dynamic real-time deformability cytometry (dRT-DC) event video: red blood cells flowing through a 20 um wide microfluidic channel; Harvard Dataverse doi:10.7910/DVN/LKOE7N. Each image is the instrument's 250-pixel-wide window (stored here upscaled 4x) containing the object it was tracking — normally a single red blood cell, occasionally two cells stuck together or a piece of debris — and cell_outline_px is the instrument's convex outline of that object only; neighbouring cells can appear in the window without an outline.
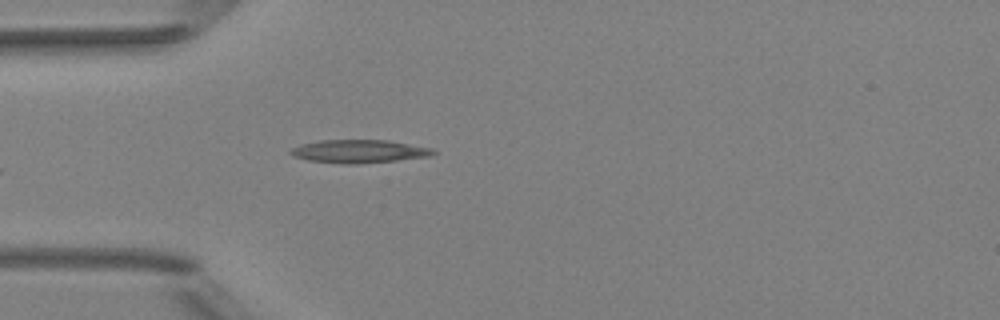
{"species": "Egyptian fruit bat (a non-hibernating species)", "species_latin": "Rousettus aegyptiacus", "temperature_condition": "room temperature", "stored_images_in_passage": 5, "camera_frame_rate_fps": 3000, "um_per_image_px": 0.085, "animal": {"sex": "female"}, "frame": {"image": 1, "passage_image": 5, "time_ms": 4.333, "image_size_px": [1000, 320], "cell_outline_px": [[436, 152], [432, 156], [360, 164], [344, 164], [308, 160], [292, 156], [288, 152], [292, 148], [300, 144], [320, 140], [388, 140], [432, 148]], "centroid_in_image_um": [30.5, 12.86], "position_along_channel_um": 54.5, "area_um2": 19.31}}